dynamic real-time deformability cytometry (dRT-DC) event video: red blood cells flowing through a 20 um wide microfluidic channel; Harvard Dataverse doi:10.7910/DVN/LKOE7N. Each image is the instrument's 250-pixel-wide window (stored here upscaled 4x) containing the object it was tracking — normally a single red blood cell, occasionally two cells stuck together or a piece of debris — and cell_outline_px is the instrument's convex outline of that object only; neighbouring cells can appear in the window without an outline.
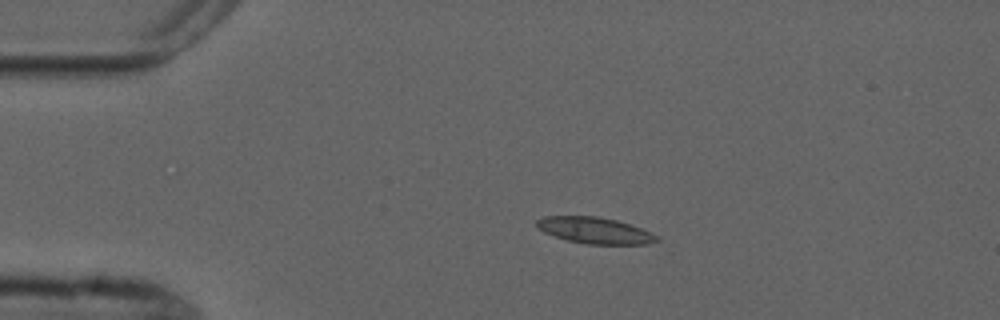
{"species": "common noctule bat (a hibernating species)", "species_latin": "Nyctalus noctula", "temperature_condition": "cold", "stored_images_in_passage": 4, "camera_frame_rate_fps": 3000, "um_per_image_px": 0.085, "animal": {"sex": "male", "forearm_length_mm": 52.5}, "frame": {"image": 1, "passage_image": 3, "time_ms": 2.333, "image_size_px": [1000, 320], "cell_outline_px": [[660, 240], [648, 244], [588, 244], [568, 240], [544, 232], [536, 228], [536, 220], [544, 216], [596, 216], [616, 220], [640, 228], [660, 236]], "centroid_in_image_um": [50.56, 19.58], "position_along_channel_um": 34.4, "area_um2": 18.32}}